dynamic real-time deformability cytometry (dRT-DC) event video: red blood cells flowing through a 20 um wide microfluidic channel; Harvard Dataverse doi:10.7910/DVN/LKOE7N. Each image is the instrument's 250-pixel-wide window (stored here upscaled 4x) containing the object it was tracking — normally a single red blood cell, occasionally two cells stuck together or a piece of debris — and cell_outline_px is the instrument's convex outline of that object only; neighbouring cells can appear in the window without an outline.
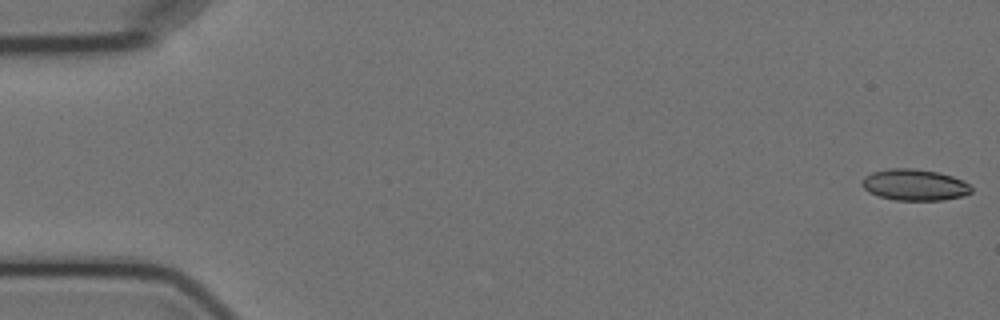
{"species": "Egyptian fruit bat (a non-hibernating species)", "species_latin": "Rousettus aegyptiacus", "temperature_condition": "cold", "stored_images_in_passage": 7, "camera_frame_rate_fps": 3000, "um_per_image_px": 0.085, "animal": {"sex": "female"}, "frame": {"image": 1, "passage_image": 1, "time_ms": 0.0, "image_size_px": [1000, 320], "cell_outline_px": [[972, 192], [964, 196], [944, 200], [896, 200], [880, 196], [868, 192], [860, 184], [864, 176], [872, 172], [888, 168], [912, 168], [940, 172], [964, 180], [972, 188]], "centroid_in_image_um": [77.75, 15.7], "position_along_channel_um": 7.3, "area_um2": 20.17}}
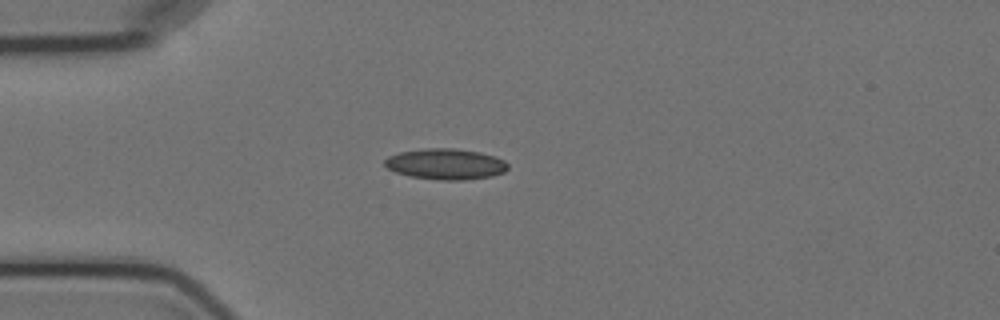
{"frame": {"image": 2, "passage_image": 5, "time_ms": 4.667, "image_size_px": [1000, 320], "cell_outline_px": [[508, 168], [504, 172], [492, 176], [464, 180], [440, 180], [412, 176], [396, 172], [388, 168], [384, 164], [384, 160], [388, 156], [400, 152], [424, 148], [452, 148], [480, 152], [496, 156], [504, 160], [508, 164]], "centroid_in_image_um": [37.9, 13.94], "position_along_channel_um": 47.1, "area_um2": 22.14}}
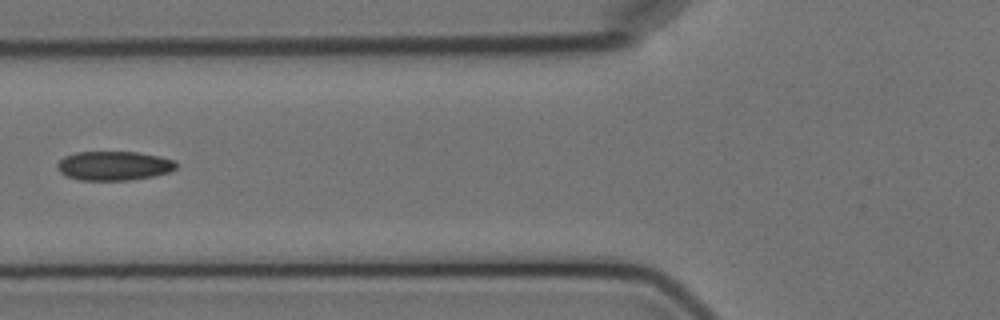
{"frame": {"image": 3, "passage_image": 7, "time_ms": 7.0, "image_size_px": [1000, 320], "cell_outline_px": [[176, 168], [168, 172], [156, 176], [128, 180], [80, 180], [64, 176], [56, 168], [56, 164], [64, 156], [76, 152], [136, 152], [160, 156], [176, 160]], "centroid_in_image_um": [9.66, 14.09], "position_along_channel_um": 116.1, "area_um2": 20.4}}